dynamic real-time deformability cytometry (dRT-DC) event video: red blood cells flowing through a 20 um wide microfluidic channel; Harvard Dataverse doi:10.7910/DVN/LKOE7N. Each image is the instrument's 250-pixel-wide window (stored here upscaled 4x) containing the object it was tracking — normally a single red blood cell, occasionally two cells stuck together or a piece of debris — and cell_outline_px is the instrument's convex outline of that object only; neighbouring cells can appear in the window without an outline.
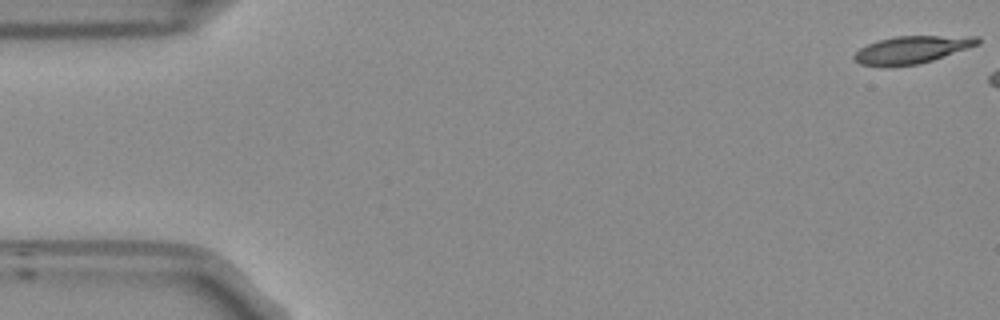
{"species": "Egyptian fruit bat (a non-hibernating species)", "species_latin": "Rousettus aegyptiacus", "temperature_condition": "room temperature", "stored_images_in_passage": 7, "camera_frame_rate_fps": 3000, "um_per_image_px": 0.085, "frame": {"image": 1, "passage_image": 1, "time_ms": 0.0, "image_size_px": [1000, 320], "cell_outline_px": [[980, 44], [920, 64], [884, 68], [860, 64], [852, 60], [852, 56], [860, 48], [868, 44], [880, 40], [896, 36], [980, 36]], "centroid_in_image_um": [77.47, 4.25], "position_along_channel_um": 7.5, "area_um2": 20.06}}